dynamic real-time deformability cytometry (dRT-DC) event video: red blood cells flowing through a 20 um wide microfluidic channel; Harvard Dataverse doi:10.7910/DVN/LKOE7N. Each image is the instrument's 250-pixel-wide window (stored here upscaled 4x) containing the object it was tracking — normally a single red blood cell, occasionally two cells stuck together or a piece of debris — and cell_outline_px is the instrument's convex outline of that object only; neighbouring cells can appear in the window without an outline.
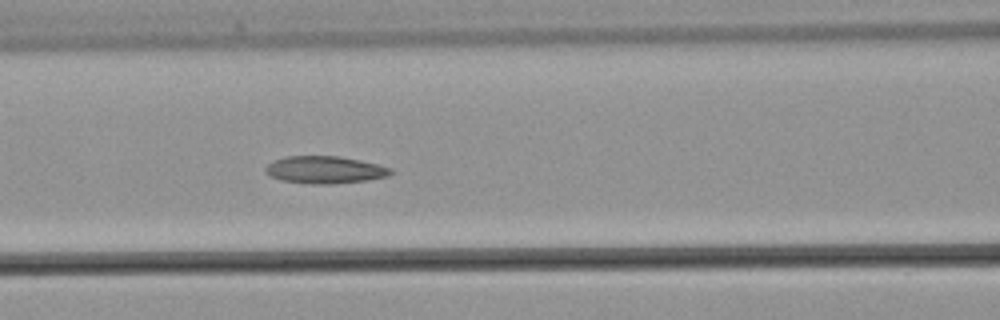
{"species": "common noctule bat (a hibernating species)", "species_latin": "Nyctalus noctula", "temperature_condition": "warm", "stored_images_in_passage": 46, "camera_frame_rate_fps": 3000, "um_per_image_px": 0.085, "animal": {"sex": "male", "body_mass_g": 21.5, "forearm_length_mm": 52.0}, "frame": {"image": 1, "passage_image": 20, "time_ms": 6.333, "image_size_px": [1000, 320], "cell_outline_px": [[392, 172], [388, 176], [368, 180], [332, 184], [312, 184], [280, 180], [268, 176], [264, 172], [264, 168], [272, 160], [284, 156], [340, 156], [360, 160], [392, 168]], "centroid_in_image_um": [27.55, 14.43], "position_along_channel_um": 139.0, "area_um2": 20.17}}
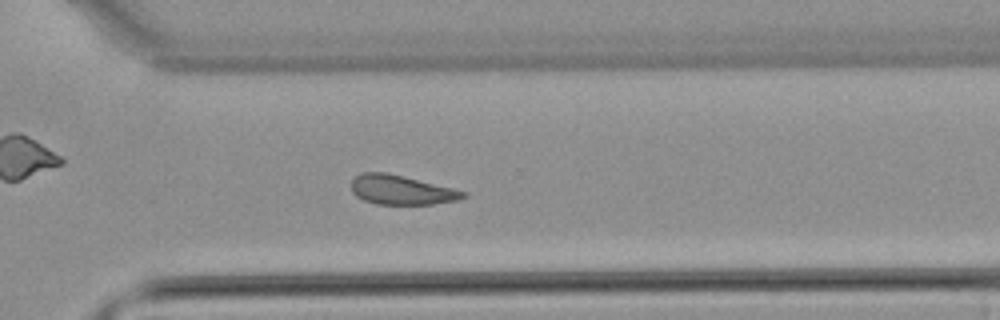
{"frame": {"image": 2, "passage_image": 33, "time_ms": 10.667, "image_size_px": [1000, 320], "cell_outline_px": [[468, 196], [460, 200], [432, 204], [376, 204], [364, 200], [356, 196], [352, 192], [352, 180], [360, 172], [384, 172], [404, 176], [468, 192]], "centroid_in_image_um": [34.13, 16.15], "position_along_channel_um": 336.5, "area_um2": 19.19}}